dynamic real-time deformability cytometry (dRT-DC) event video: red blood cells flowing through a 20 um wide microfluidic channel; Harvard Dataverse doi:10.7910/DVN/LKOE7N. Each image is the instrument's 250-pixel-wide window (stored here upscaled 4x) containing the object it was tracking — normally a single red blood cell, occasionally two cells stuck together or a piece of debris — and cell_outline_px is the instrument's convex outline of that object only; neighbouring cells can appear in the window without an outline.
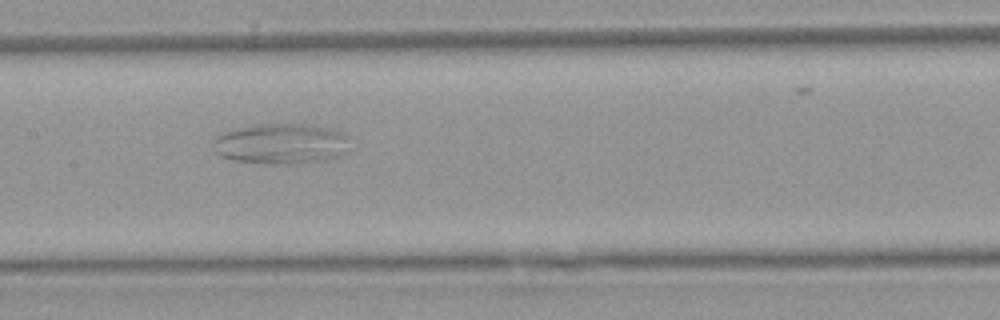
{"species": "Egyptian fruit bat (a non-hibernating species)", "species_latin": "Rousettus aegyptiacus", "temperature_condition": "warm", "stored_images_in_passage": 43, "camera_frame_rate_fps": 3000, "um_per_image_px": 0.085, "animal": {"sex": "female"}, "frame": {"image": 1, "passage_image": 15, "time_ms": 4.667, "image_size_px": [1000, 320], "cell_outline_px": [[348, 136], [344, 152], [336, 156], [324, 160], [292, 164], [268, 164], [236, 160], [220, 156], [212, 148], [212, 140], [224, 132], [256, 124], [304, 124], [336, 128], [344, 132]], "centroid_in_image_um": [23.87, 12.21], "position_along_channel_um": 183.5, "area_um2": 32.25}}
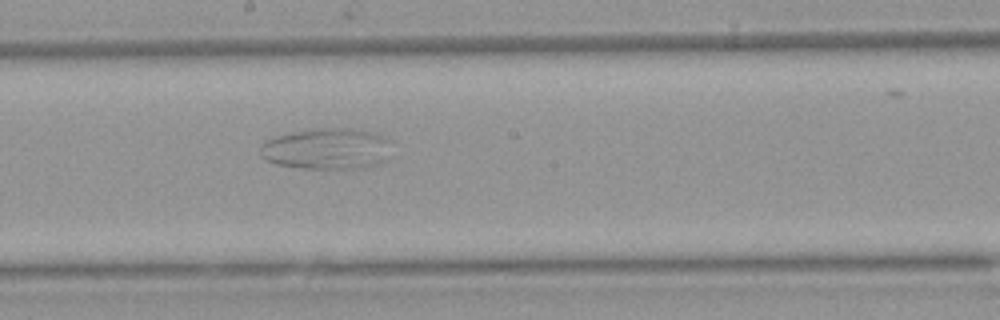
{"frame": {"image": 2, "passage_image": 18, "time_ms": 5.667, "image_size_px": [1000, 320], "cell_outline_px": [[388, 140], [376, 164], [364, 168], [300, 168], [276, 164], [264, 160], [260, 156], [260, 144], [264, 140], [272, 136], [308, 128], [352, 128], [372, 132]], "centroid_in_image_um": [27.55, 12.62], "position_along_channel_um": 220.6, "area_um2": 31.04}}
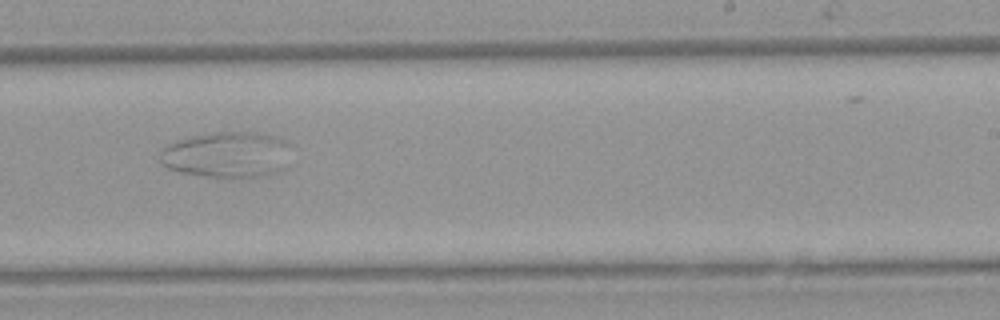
{"frame": {"image": 3, "passage_image": 22, "time_ms": 7.0, "image_size_px": [1000, 320], "cell_outline_px": [[284, 168], [276, 172], [260, 176], [228, 180], [180, 172], [168, 168], [160, 160], [160, 152], [168, 144], [176, 140], [192, 136], [212, 132], [256, 132], [276, 136], [284, 140]], "centroid_in_image_um": [19.2, 13.17], "position_along_channel_um": 269.8, "area_um2": 34.97}}